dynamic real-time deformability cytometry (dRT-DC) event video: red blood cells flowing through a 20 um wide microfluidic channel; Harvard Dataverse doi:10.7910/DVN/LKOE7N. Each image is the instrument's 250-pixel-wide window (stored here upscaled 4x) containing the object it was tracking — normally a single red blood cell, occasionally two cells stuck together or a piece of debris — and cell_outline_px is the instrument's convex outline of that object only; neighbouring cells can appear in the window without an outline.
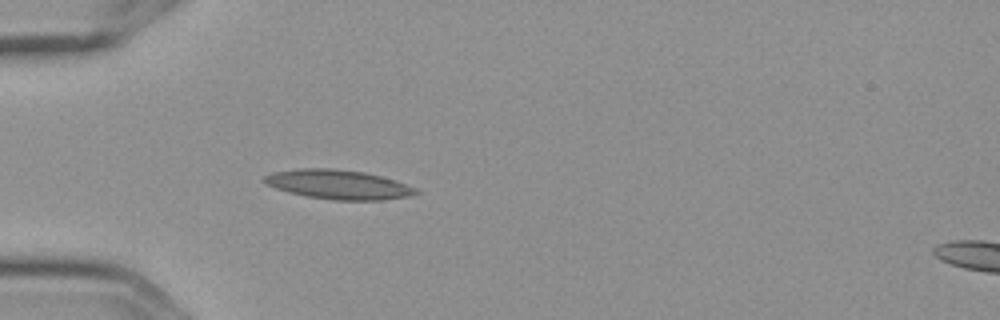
{"species": "Egyptian fruit bat (a non-hibernating species)", "species_latin": "Rousettus aegyptiacus", "temperature_condition": "cold", "stored_images_in_passage": 3, "camera_frame_rate_fps": 3000, "um_per_image_px": 0.085, "frame": {"image": 1, "passage_image": 3, "time_ms": 0.667, "image_size_px": [1000, 320], "cell_outline_px": [[420, 192], [408, 196], [384, 200], [332, 200], [308, 196], [288, 192], [276, 188], [268, 184], [264, 180], [264, 176], [272, 172], [300, 168], [332, 168], [364, 172], [396, 180], [416, 188]], "centroid_in_image_um": [28.78, 15.68], "position_along_channel_um": 56.2, "area_um2": 25.78}}